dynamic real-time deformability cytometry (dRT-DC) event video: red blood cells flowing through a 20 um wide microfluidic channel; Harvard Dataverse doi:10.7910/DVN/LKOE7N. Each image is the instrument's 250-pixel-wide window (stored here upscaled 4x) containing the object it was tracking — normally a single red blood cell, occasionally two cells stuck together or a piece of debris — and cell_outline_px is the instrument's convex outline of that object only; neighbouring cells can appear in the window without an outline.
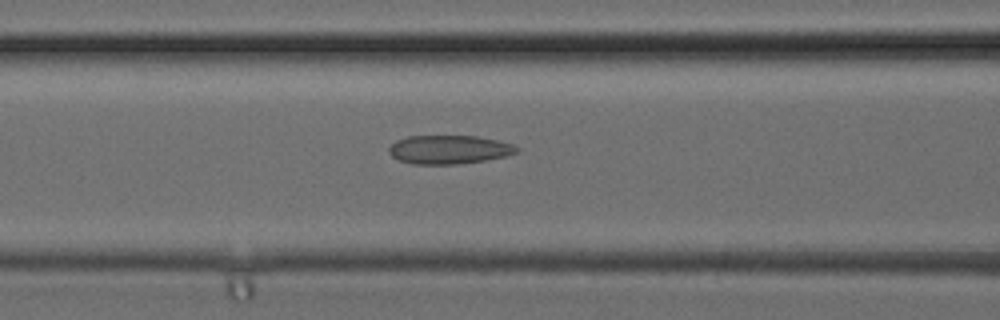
{"species": "common noctule bat (a hibernating species)", "species_latin": "Nyctalus noctula", "temperature_condition": "cold", "stored_images_in_passage": 34, "camera_frame_rate_fps": 3000, "um_per_image_px": 0.085, "animal": {"sex": "female", "body_mass_g": 24.6, "forearm_length_mm": 56.2}, "frame": {"image": 1, "passage_image": 14, "time_ms": 4.333, "image_size_px": [1000, 320], "cell_outline_px": [[520, 152], [508, 156], [484, 160], [456, 164], [412, 164], [400, 160], [392, 156], [388, 152], [388, 148], [396, 140], [408, 136], [476, 136], [496, 140], [512, 144], [520, 148]], "centroid_in_image_um": [38.19, 12.71], "position_along_channel_um": 128.4, "area_um2": 21.39}}
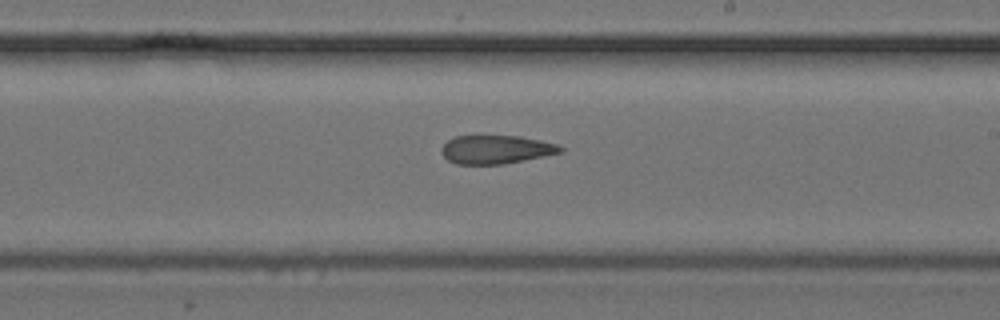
{"frame": {"image": 2, "passage_image": 20, "time_ms": 6.333, "image_size_px": [1000, 320], "cell_outline_px": [[564, 148], [560, 152], [524, 160], [504, 164], [456, 164], [448, 160], [440, 152], [440, 148], [448, 140], [456, 136], [476, 132], [520, 136], [540, 140], [556, 144]], "centroid_in_image_um": [42.07, 12.65], "position_along_channel_um": 246.9, "area_um2": 20.52}}
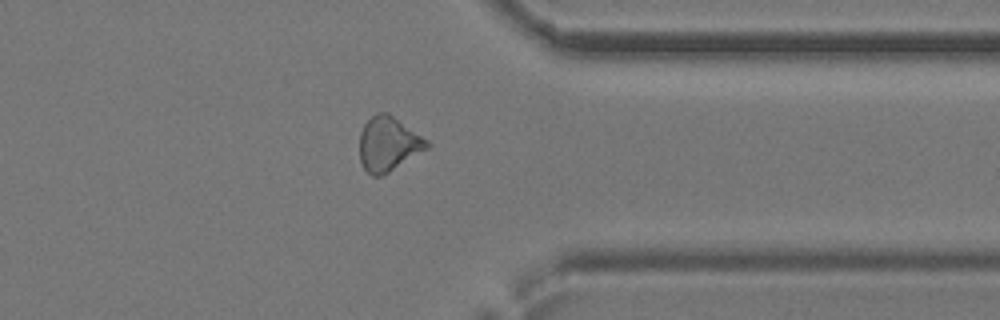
{"frame": {"image": 3, "passage_image": 27, "time_ms": 8.667, "image_size_px": [1000, 320], "cell_outline_px": [[432, 144], [428, 148], [388, 172], [380, 176], [372, 176], [360, 164], [360, 132], [364, 124], [376, 112], [388, 112], [428, 140]], "centroid_in_image_um": [33.0, 12.22], "position_along_channel_um": 378.4, "area_um2": 21.27}}